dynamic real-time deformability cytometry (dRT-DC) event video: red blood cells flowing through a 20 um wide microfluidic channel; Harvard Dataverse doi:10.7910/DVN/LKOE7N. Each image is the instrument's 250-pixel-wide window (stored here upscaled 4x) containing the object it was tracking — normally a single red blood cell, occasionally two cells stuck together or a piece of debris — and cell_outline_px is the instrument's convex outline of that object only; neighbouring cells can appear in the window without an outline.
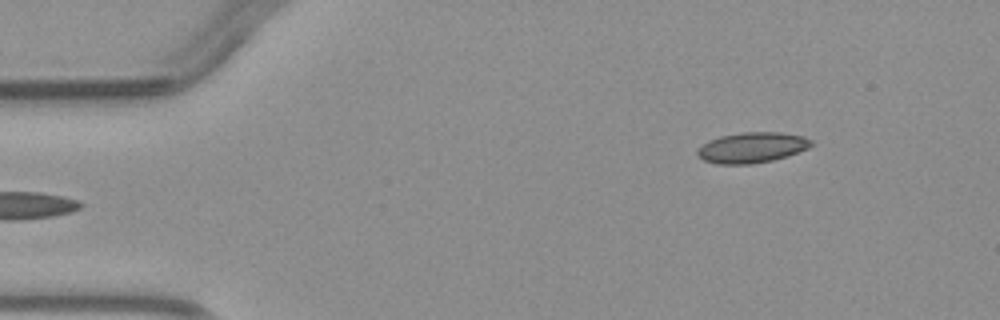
{"species": "common noctule bat (a hibernating species)", "species_latin": "Nyctalus noctula", "temperature_condition": "warm", "stored_images_in_passage": 4, "segment_of_instrument_passage": [2, 2], "camera_frame_rate_fps": 3000, "um_per_image_px": 0.085, "animal": {"sex": "male", "body_mass_g": 23.1, "forearm_length_mm": 52.7}, "frame": {"image": 1, "passage_image": 4, "time_ms": 3.333, "image_size_px": [1000, 320], "cell_outline_px": [[812, 144], [808, 148], [788, 156], [772, 160], [752, 164], [720, 164], [704, 160], [696, 156], [696, 152], [704, 144], [720, 136], [740, 132], [780, 132], [804, 136], [812, 140]], "centroid_in_image_um": [63.94, 12.54], "position_along_channel_um": 21.1, "area_um2": 20.17}}